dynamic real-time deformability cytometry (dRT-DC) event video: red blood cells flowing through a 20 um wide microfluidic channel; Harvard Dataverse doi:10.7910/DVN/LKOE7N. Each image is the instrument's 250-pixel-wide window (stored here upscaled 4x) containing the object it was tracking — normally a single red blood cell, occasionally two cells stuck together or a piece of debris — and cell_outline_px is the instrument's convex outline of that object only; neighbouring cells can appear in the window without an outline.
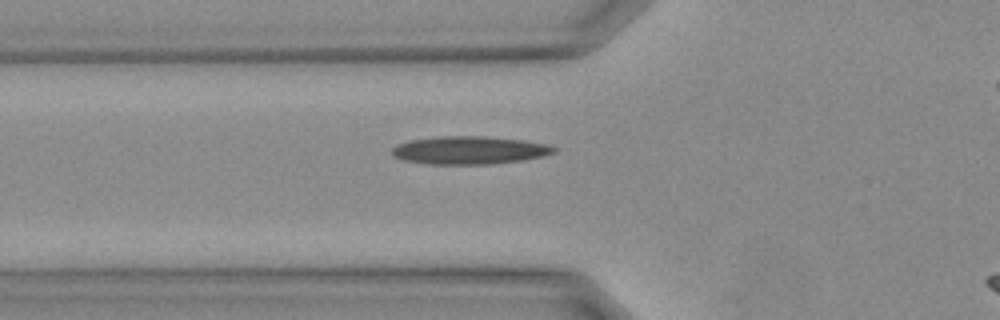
{"species": "Egyptian fruit bat (a non-hibernating species)", "species_latin": "Rousettus aegyptiacus", "temperature_condition": "warm", "stored_images_in_passage": 17, "camera_frame_rate_fps": 3000, "um_per_image_px": 0.085, "animal": {"sex": "female"}, "frame": {"image": 1, "passage_image": 3, "time_ms": 0.667, "image_size_px": [1000, 320], "cell_outline_px": [[556, 152], [544, 156], [524, 160], [492, 164], [424, 164], [400, 160], [392, 156], [392, 148], [396, 144], [408, 140], [436, 136], [484, 136], [524, 140], [544, 144], [556, 148]], "centroid_in_image_um": [39.83, 12.77], "position_along_channel_um": 86.0, "area_um2": 26.76}}
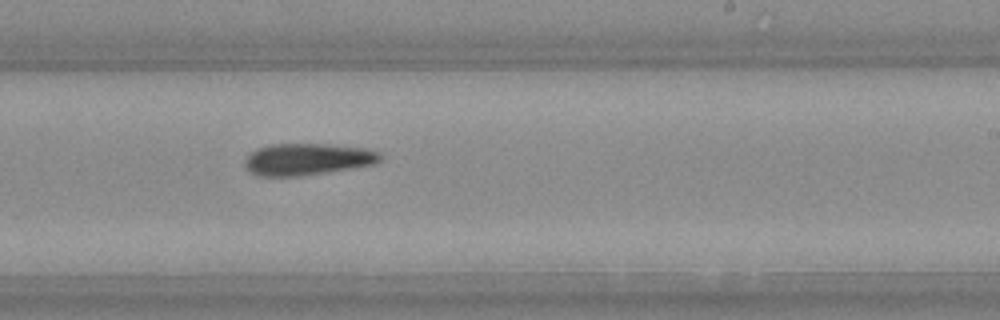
{"frame": {"image": 2, "passage_image": 12, "time_ms": 3.667, "image_size_px": [1000, 320], "cell_outline_px": [[380, 160], [372, 164], [352, 168], [300, 176], [260, 176], [248, 172], [244, 164], [244, 160], [256, 148], [268, 144], [328, 144], [364, 148], [380, 152]], "centroid_in_image_um": [26.07, 13.53], "position_along_channel_um": 262.9, "area_um2": 25.03}}
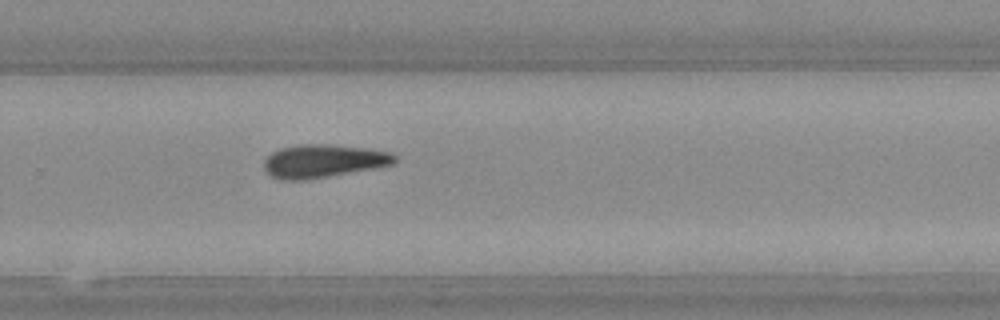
{"frame": {"image": 3, "passage_image": 14, "time_ms": 4.333, "image_size_px": [1000, 320], "cell_outline_px": [[396, 160], [392, 164], [372, 168], [328, 176], [304, 180], [280, 180], [272, 176], [264, 168], [264, 160], [272, 152], [280, 148], [300, 144], [328, 144], [364, 148], [392, 152], [396, 156]], "centroid_in_image_um": [27.45, 13.68], "position_along_channel_um": 302.3, "area_um2": 24.97}}